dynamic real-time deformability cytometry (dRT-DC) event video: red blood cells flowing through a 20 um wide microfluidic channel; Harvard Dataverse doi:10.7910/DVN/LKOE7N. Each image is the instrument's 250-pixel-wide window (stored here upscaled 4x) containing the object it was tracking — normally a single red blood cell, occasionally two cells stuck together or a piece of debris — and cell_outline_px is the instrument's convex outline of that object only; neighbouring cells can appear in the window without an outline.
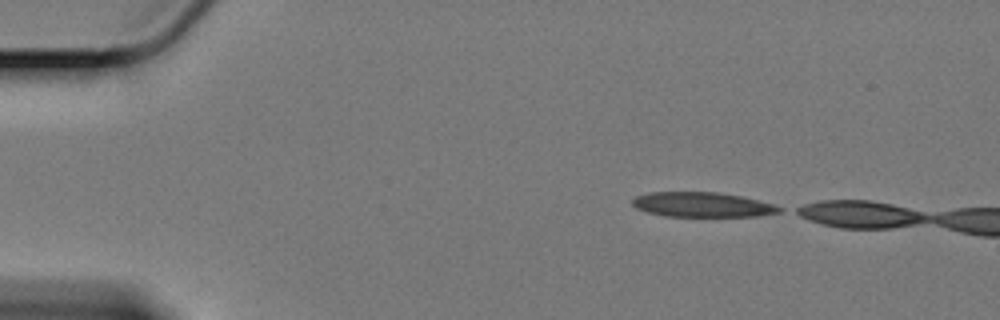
{"species": "Egyptian fruit bat (a non-hibernating species)", "species_latin": "Rousettus aegyptiacus", "temperature_condition": "cold", "stored_images_in_passage": 5, "camera_frame_rate_fps": 3000, "um_per_image_px": 0.085, "animal": {"sex": "female"}, "frame": {"image": 1, "passage_image": 1, "time_ms": 0.0, "image_size_px": [1000, 320], "cell_outline_px": [[784, 208], [780, 212], [760, 216], [664, 216], [648, 212], [636, 208], [632, 204], [632, 200], [636, 196], [648, 192], [720, 192], [740, 196], [772, 204]], "centroid_in_image_um": [59.68, 17.39], "position_along_channel_um": 25.3, "area_um2": 21.15}}